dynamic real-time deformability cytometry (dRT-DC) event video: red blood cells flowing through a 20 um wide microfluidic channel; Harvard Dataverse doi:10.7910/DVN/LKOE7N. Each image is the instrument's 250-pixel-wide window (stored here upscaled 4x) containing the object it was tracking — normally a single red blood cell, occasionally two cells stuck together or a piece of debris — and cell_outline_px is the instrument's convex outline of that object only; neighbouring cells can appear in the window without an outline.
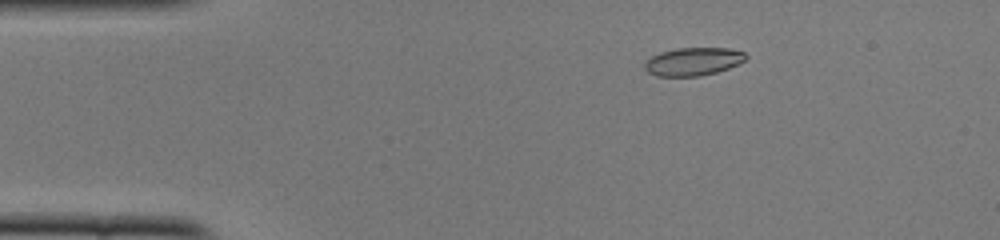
{"species": "common noctule bat (a hibernating species)", "species_latin": "Nyctalus noctula", "temperature_condition": "cold", "stored_images_in_passage": 51, "camera_frame_rate_fps": 3000, "um_per_image_px": 0.085, "animal": {"sex": "female", "body_mass_g": 22.0, "forearm_length_mm": 56.7}, "frame": {"image": 1, "passage_image": 8, "time_ms": 2.333, "image_size_px": [1000, 240], "cell_outline_px": [[748, 56], [744, 60], [728, 68], [716, 72], [700, 76], [656, 76], [648, 72], [644, 68], [644, 64], [652, 56], [660, 52], [676, 48], [728, 48], [744, 52]], "centroid_in_image_um": [58.9, 5.23], "position_along_channel_um": 26.1, "area_um2": 16.42}}
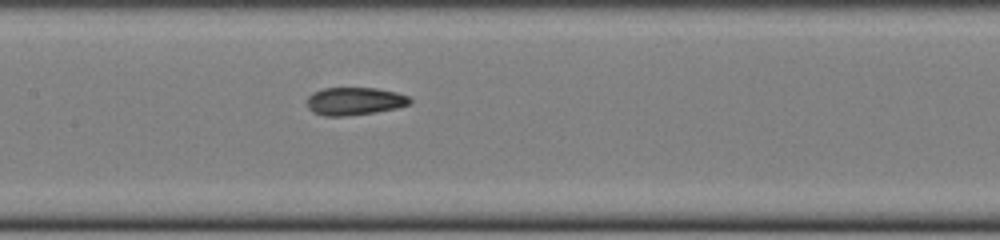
{"frame": {"image": 2, "passage_image": 24, "time_ms": 7.667, "image_size_px": [1000, 240], "cell_outline_px": [[412, 104], [396, 108], [376, 112], [344, 116], [324, 116], [312, 112], [308, 108], [308, 96], [312, 92], [324, 88], [376, 88], [396, 92], [408, 96], [412, 100]], "centroid_in_image_um": [30.14, 8.6], "position_along_channel_um": 177.3, "area_um2": 16.76}}
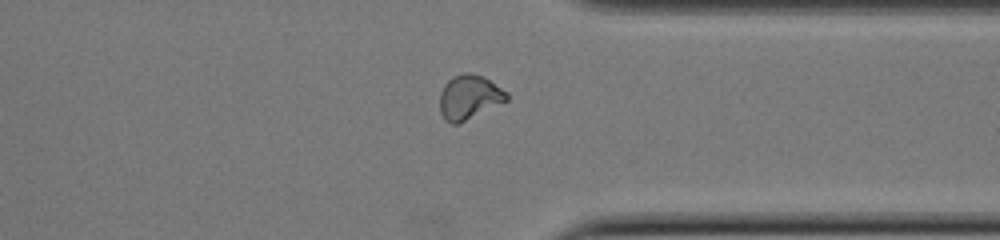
{"frame": {"image": 3, "passage_image": 39, "time_ms": 12.667, "image_size_px": [1000, 240], "cell_outline_px": [[508, 100], [456, 124], [452, 124], [444, 120], [440, 112], [440, 92], [444, 84], [452, 76], [464, 72], [472, 72], [484, 76], [508, 92]], "centroid_in_image_um": [39.87, 8.22], "position_along_channel_um": 371.5, "area_um2": 17.34}, "authors_computed_cell_mechanics": {"area_um2": 16.7042, "velocity_mm_per_s": 3.9415, "shape_relaxation_time_tau1_ms": null, "shape_relaxation_time_tau2_ms": 2.3717, "deformation_change_tau1": null, "deformation_change_tau2": 0.0859}}